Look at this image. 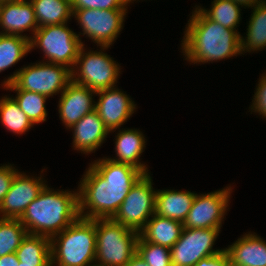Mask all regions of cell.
Segmentation results:
<instances>
[{
  "mask_svg": "<svg viewBox=\"0 0 266 266\" xmlns=\"http://www.w3.org/2000/svg\"><path fill=\"white\" fill-rule=\"evenodd\" d=\"M152 178L144 174L128 191L116 214L111 218L134 231L140 232L155 214L156 191Z\"/></svg>",
  "mask_w": 266,
  "mask_h": 266,
  "instance_id": "9",
  "label": "cell"
},
{
  "mask_svg": "<svg viewBox=\"0 0 266 266\" xmlns=\"http://www.w3.org/2000/svg\"><path fill=\"white\" fill-rule=\"evenodd\" d=\"M69 129L73 130L74 149L84 154H89L98 149L110 133L96 110L87 113Z\"/></svg>",
  "mask_w": 266,
  "mask_h": 266,
  "instance_id": "17",
  "label": "cell"
},
{
  "mask_svg": "<svg viewBox=\"0 0 266 266\" xmlns=\"http://www.w3.org/2000/svg\"><path fill=\"white\" fill-rule=\"evenodd\" d=\"M51 266H94L95 219L79 217L51 239ZM94 263V264H92Z\"/></svg>",
  "mask_w": 266,
  "mask_h": 266,
  "instance_id": "4",
  "label": "cell"
},
{
  "mask_svg": "<svg viewBox=\"0 0 266 266\" xmlns=\"http://www.w3.org/2000/svg\"><path fill=\"white\" fill-rule=\"evenodd\" d=\"M117 87L97 91L99 100L95 102V110L109 132L123 125L136 109L134 101Z\"/></svg>",
  "mask_w": 266,
  "mask_h": 266,
  "instance_id": "14",
  "label": "cell"
},
{
  "mask_svg": "<svg viewBox=\"0 0 266 266\" xmlns=\"http://www.w3.org/2000/svg\"><path fill=\"white\" fill-rule=\"evenodd\" d=\"M143 175L129 164L116 163L108 158L96 160L89 165L77 189L80 217L111 219L128 191Z\"/></svg>",
  "mask_w": 266,
  "mask_h": 266,
  "instance_id": "1",
  "label": "cell"
},
{
  "mask_svg": "<svg viewBox=\"0 0 266 266\" xmlns=\"http://www.w3.org/2000/svg\"><path fill=\"white\" fill-rule=\"evenodd\" d=\"M79 217L78 190L55 191L45 185L19 220L28 234L51 239Z\"/></svg>",
  "mask_w": 266,
  "mask_h": 266,
  "instance_id": "3",
  "label": "cell"
},
{
  "mask_svg": "<svg viewBox=\"0 0 266 266\" xmlns=\"http://www.w3.org/2000/svg\"><path fill=\"white\" fill-rule=\"evenodd\" d=\"M96 91L71 81L61 93L59 99V117L66 128H71L87 113L95 110V101L92 100Z\"/></svg>",
  "mask_w": 266,
  "mask_h": 266,
  "instance_id": "15",
  "label": "cell"
},
{
  "mask_svg": "<svg viewBox=\"0 0 266 266\" xmlns=\"http://www.w3.org/2000/svg\"><path fill=\"white\" fill-rule=\"evenodd\" d=\"M182 39L187 61L208 63L241 53V34L210 20L197 6L192 12Z\"/></svg>",
  "mask_w": 266,
  "mask_h": 266,
  "instance_id": "2",
  "label": "cell"
},
{
  "mask_svg": "<svg viewBox=\"0 0 266 266\" xmlns=\"http://www.w3.org/2000/svg\"><path fill=\"white\" fill-rule=\"evenodd\" d=\"M19 266H35V265L22 264V263L20 262V263H19Z\"/></svg>",
  "mask_w": 266,
  "mask_h": 266,
  "instance_id": "38",
  "label": "cell"
},
{
  "mask_svg": "<svg viewBox=\"0 0 266 266\" xmlns=\"http://www.w3.org/2000/svg\"><path fill=\"white\" fill-rule=\"evenodd\" d=\"M251 111L259 113L266 118V74L264 73L259 79V83L254 95Z\"/></svg>",
  "mask_w": 266,
  "mask_h": 266,
  "instance_id": "32",
  "label": "cell"
},
{
  "mask_svg": "<svg viewBox=\"0 0 266 266\" xmlns=\"http://www.w3.org/2000/svg\"><path fill=\"white\" fill-rule=\"evenodd\" d=\"M38 27L67 23L73 17L71 0H30Z\"/></svg>",
  "mask_w": 266,
  "mask_h": 266,
  "instance_id": "23",
  "label": "cell"
},
{
  "mask_svg": "<svg viewBox=\"0 0 266 266\" xmlns=\"http://www.w3.org/2000/svg\"><path fill=\"white\" fill-rule=\"evenodd\" d=\"M0 27L4 30L0 34L20 35L30 40V37L22 35L26 30H32V34L39 28L35 12L30 0H15L0 3Z\"/></svg>",
  "mask_w": 266,
  "mask_h": 266,
  "instance_id": "16",
  "label": "cell"
},
{
  "mask_svg": "<svg viewBox=\"0 0 266 266\" xmlns=\"http://www.w3.org/2000/svg\"><path fill=\"white\" fill-rule=\"evenodd\" d=\"M137 253L148 266H172L169 248L145 241L140 235Z\"/></svg>",
  "mask_w": 266,
  "mask_h": 266,
  "instance_id": "30",
  "label": "cell"
},
{
  "mask_svg": "<svg viewBox=\"0 0 266 266\" xmlns=\"http://www.w3.org/2000/svg\"><path fill=\"white\" fill-rule=\"evenodd\" d=\"M194 266H231L226 251L201 259Z\"/></svg>",
  "mask_w": 266,
  "mask_h": 266,
  "instance_id": "34",
  "label": "cell"
},
{
  "mask_svg": "<svg viewBox=\"0 0 266 266\" xmlns=\"http://www.w3.org/2000/svg\"><path fill=\"white\" fill-rule=\"evenodd\" d=\"M4 87L8 90L16 91L17 95L14 99L33 124L46 121L47 110L45 103L48 97L40 93L20 90L13 82Z\"/></svg>",
  "mask_w": 266,
  "mask_h": 266,
  "instance_id": "25",
  "label": "cell"
},
{
  "mask_svg": "<svg viewBox=\"0 0 266 266\" xmlns=\"http://www.w3.org/2000/svg\"><path fill=\"white\" fill-rule=\"evenodd\" d=\"M16 170L11 164L0 166V205L9 191L15 174L18 172Z\"/></svg>",
  "mask_w": 266,
  "mask_h": 266,
  "instance_id": "33",
  "label": "cell"
},
{
  "mask_svg": "<svg viewBox=\"0 0 266 266\" xmlns=\"http://www.w3.org/2000/svg\"><path fill=\"white\" fill-rule=\"evenodd\" d=\"M266 0L253 7L246 38L241 36V53L266 48Z\"/></svg>",
  "mask_w": 266,
  "mask_h": 266,
  "instance_id": "24",
  "label": "cell"
},
{
  "mask_svg": "<svg viewBox=\"0 0 266 266\" xmlns=\"http://www.w3.org/2000/svg\"><path fill=\"white\" fill-rule=\"evenodd\" d=\"M220 229L183 228L181 237L170 248L172 266H194L201 259L216 255L225 249H213Z\"/></svg>",
  "mask_w": 266,
  "mask_h": 266,
  "instance_id": "11",
  "label": "cell"
},
{
  "mask_svg": "<svg viewBox=\"0 0 266 266\" xmlns=\"http://www.w3.org/2000/svg\"><path fill=\"white\" fill-rule=\"evenodd\" d=\"M127 9H78L72 10L83 35L88 36L102 51L108 49L123 29Z\"/></svg>",
  "mask_w": 266,
  "mask_h": 266,
  "instance_id": "10",
  "label": "cell"
},
{
  "mask_svg": "<svg viewBox=\"0 0 266 266\" xmlns=\"http://www.w3.org/2000/svg\"><path fill=\"white\" fill-rule=\"evenodd\" d=\"M232 188H224L207 194H197L188 215L183 222L189 229H221Z\"/></svg>",
  "mask_w": 266,
  "mask_h": 266,
  "instance_id": "12",
  "label": "cell"
},
{
  "mask_svg": "<svg viewBox=\"0 0 266 266\" xmlns=\"http://www.w3.org/2000/svg\"><path fill=\"white\" fill-rule=\"evenodd\" d=\"M41 177V175L35 178L29 177L19 171L15 174L9 191L0 205L1 218H21L27 206L37 198L46 185Z\"/></svg>",
  "mask_w": 266,
  "mask_h": 266,
  "instance_id": "13",
  "label": "cell"
},
{
  "mask_svg": "<svg viewBox=\"0 0 266 266\" xmlns=\"http://www.w3.org/2000/svg\"><path fill=\"white\" fill-rule=\"evenodd\" d=\"M84 48L83 45L71 70L72 81L96 92L115 87L120 75V65L101 50L86 53Z\"/></svg>",
  "mask_w": 266,
  "mask_h": 266,
  "instance_id": "8",
  "label": "cell"
},
{
  "mask_svg": "<svg viewBox=\"0 0 266 266\" xmlns=\"http://www.w3.org/2000/svg\"><path fill=\"white\" fill-rule=\"evenodd\" d=\"M130 0H71L72 10L78 9H127Z\"/></svg>",
  "mask_w": 266,
  "mask_h": 266,
  "instance_id": "31",
  "label": "cell"
},
{
  "mask_svg": "<svg viewBox=\"0 0 266 266\" xmlns=\"http://www.w3.org/2000/svg\"><path fill=\"white\" fill-rule=\"evenodd\" d=\"M26 235L19 219L0 217V257L15 253Z\"/></svg>",
  "mask_w": 266,
  "mask_h": 266,
  "instance_id": "29",
  "label": "cell"
},
{
  "mask_svg": "<svg viewBox=\"0 0 266 266\" xmlns=\"http://www.w3.org/2000/svg\"><path fill=\"white\" fill-rule=\"evenodd\" d=\"M64 24L39 27L33 37L30 36V50L41 48L46 62L60 64L73 69L81 47L84 45L79 35Z\"/></svg>",
  "mask_w": 266,
  "mask_h": 266,
  "instance_id": "7",
  "label": "cell"
},
{
  "mask_svg": "<svg viewBox=\"0 0 266 266\" xmlns=\"http://www.w3.org/2000/svg\"><path fill=\"white\" fill-rule=\"evenodd\" d=\"M71 81V69L43 61L20 68L5 79L2 86L13 82L20 90L40 93L49 98L62 93Z\"/></svg>",
  "mask_w": 266,
  "mask_h": 266,
  "instance_id": "6",
  "label": "cell"
},
{
  "mask_svg": "<svg viewBox=\"0 0 266 266\" xmlns=\"http://www.w3.org/2000/svg\"><path fill=\"white\" fill-rule=\"evenodd\" d=\"M7 1H15V0H0V3L7 2Z\"/></svg>",
  "mask_w": 266,
  "mask_h": 266,
  "instance_id": "39",
  "label": "cell"
},
{
  "mask_svg": "<svg viewBox=\"0 0 266 266\" xmlns=\"http://www.w3.org/2000/svg\"><path fill=\"white\" fill-rule=\"evenodd\" d=\"M125 266H148L147 263L136 253Z\"/></svg>",
  "mask_w": 266,
  "mask_h": 266,
  "instance_id": "36",
  "label": "cell"
},
{
  "mask_svg": "<svg viewBox=\"0 0 266 266\" xmlns=\"http://www.w3.org/2000/svg\"><path fill=\"white\" fill-rule=\"evenodd\" d=\"M15 253L22 264L51 266V240L48 237L27 233Z\"/></svg>",
  "mask_w": 266,
  "mask_h": 266,
  "instance_id": "22",
  "label": "cell"
},
{
  "mask_svg": "<svg viewBox=\"0 0 266 266\" xmlns=\"http://www.w3.org/2000/svg\"><path fill=\"white\" fill-rule=\"evenodd\" d=\"M224 249L231 266H266V242L255 233H245Z\"/></svg>",
  "mask_w": 266,
  "mask_h": 266,
  "instance_id": "18",
  "label": "cell"
},
{
  "mask_svg": "<svg viewBox=\"0 0 266 266\" xmlns=\"http://www.w3.org/2000/svg\"><path fill=\"white\" fill-rule=\"evenodd\" d=\"M28 52L30 46L27 37L0 34V72L15 65Z\"/></svg>",
  "mask_w": 266,
  "mask_h": 266,
  "instance_id": "27",
  "label": "cell"
},
{
  "mask_svg": "<svg viewBox=\"0 0 266 266\" xmlns=\"http://www.w3.org/2000/svg\"><path fill=\"white\" fill-rule=\"evenodd\" d=\"M19 263L16 253L0 257V266H19Z\"/></svg>",
  "mask_w": 266,
  "mask_h": 266,
  "instance_id": "35",
  "label": "cell"
},
{
  "mask_svg": "<svg viewBox=\"0 0 266 266\" xmlns=\"http://www.w3.org/2000/svg\"><path fill=\"white\" fill-rule=\"evenodd\" d=\"M199 8L210 20L237 31L236 27L241 19L239 4L232 0H214L211 9Z\"/></svg>",
  "mask_w": 266,
  "mask_h": 266,
  "instance_id": "28",
  "label": "cell"
},
{
  "mask_svg": "<svg viewBox=\"0 0 266 266\" xmlns=\"http://www.w3.org/2000/svg\"><path fill=\"white\" fill-rule=\"evenodd\" d=\"M196 193L191 191L157 190L155 214L184 222Z\"/></svg>",
  "mask_w": 266,
  "mask_h": 266,
  "instance_id": "20",
  "label": "cell"
},
{
  "mask_svg": "<svg viewBox=\"0 0 266 266\" xmlns=\"http://www.w3.org/2000/svg\"><path fill=\"white\" fill-rule=\"evenodd\" d=\"M0 120L7 130L20 135L34 125L20 109L16 100L8 96L0 99Z\"/></svg>",
  "mask_w": 266,
  "mask_h": 266,
  "instance_id": "26",
  "label": "cell"
},
{
  "mask_svg": "<svg viewBox=\"0 0 266 266\" xmlns=\"http://www.w3.org/2000/svg\"><path fill=\"white\" fill-rule=\"evenodd\" d=\"M96 266H125L137 253L139 232L112 219H95Z\"/></svg>",
  "mask_w": 266,
  "mask_h": 266,
  "instance_id": "5",
  "label": "cell"
},
{
  "mask_svg": "<svg viewBox=\"0 0 266 266\" xmlns=\"http://www.w3.org/2000/svg\"><path fill=\"white\" fill-rule=\"evenodd\" d=\"M183 223L154 214L139 235L150 243L171 248L181 237Z\"/></svg>",
  "mask_w": 266,
  "mask_h": 266,
  "instance_id": "21",
  "label": "cell"
},
{
  "mask_svg": "<svg viewBox=\"0 0 266 266\" xmlns=\"http://www.w3.org/2000/svg\"><path fill=\"white\" fill-rule=\"evenodd\" d=\"M235 3L239 4L241 7L245 6V7H254L255 5H257L258 3L264 1V0H232Z\"/></svg>",
  "mask_w": 266,
  "mask_h": 266,
  "instance_id": "37",
  "label": "cell"
},
{
  "mask_svg": "<svg viewBox=\"0 0 266 266\" xmlns=\"http://www.w3.org/2000/svg\"><path fill=\"white\" fill-rule=\"evenodd\" d=\"M115 140L117 158L108 159L116 163L129 164L144 174H149L146 165L139 161L146 143L143 133L139 129L119 130Z\"/></svg>",
  "mask_w": 266,
  "mask_h": 266,
  "instance_id": "19",
  "label": "cell"
}]
</instances>
